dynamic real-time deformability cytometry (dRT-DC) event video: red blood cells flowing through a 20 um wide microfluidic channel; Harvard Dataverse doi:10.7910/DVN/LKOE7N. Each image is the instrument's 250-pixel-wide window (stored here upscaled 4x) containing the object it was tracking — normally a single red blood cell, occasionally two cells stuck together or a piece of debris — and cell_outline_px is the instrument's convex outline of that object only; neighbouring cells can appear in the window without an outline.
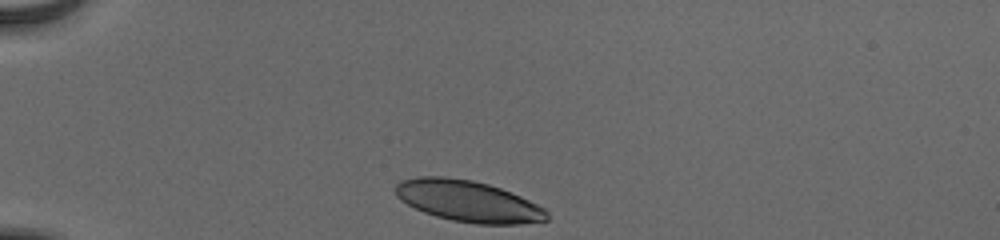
{"species": "human", "species_latin": "Homo sapiens", "temperature_condition": "cold", "stored_images_in_passage": 34, "camera_frame_rate_fps": 3000, "um_per_image_px": 0.085, "donor": {"sex": "male"}, "frame": {"image": 1, "passage_image": 1, "time_ms": 0.0, "image_size_px": [1000, 240], "cell_outline_px": [[548, 220], [520, 224], [476, 224], [452, 220], [436, 216], [424, 212], [400, 200], [396, 196], [396, 184], [400, 180], [416, 176], [444, 176], [472, 180], [488, 184], [512, 192], [544, 208], [548, 212]], "centroid_in_image_um": [39.78, 17.09], "position_along_channel_um": 45.2, "area_um2": 36.41}}
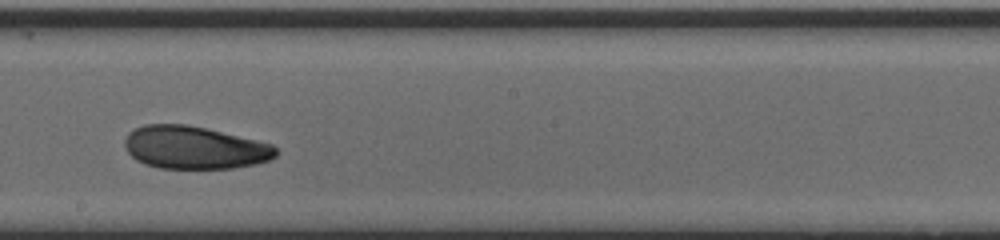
{"frame": {"image": 2, "passage_image": 19, "time_ms": 6.0, "image_size_px": [1000, 240], "cell_outline_px": [[276, 156], [268, 160], [256, 164], [232, 168], [160, 168], [144, 164], [136, 160], [128, 152], [124, 144], [124, 140], [128, 132], [144, 124], [188, 124], [208, 128], [272, 144], [276, 148]], "centroid_in_image_um": [16.5, 12.53], "position_along_channel_um": 231.7, "area_um2": 37.74}}
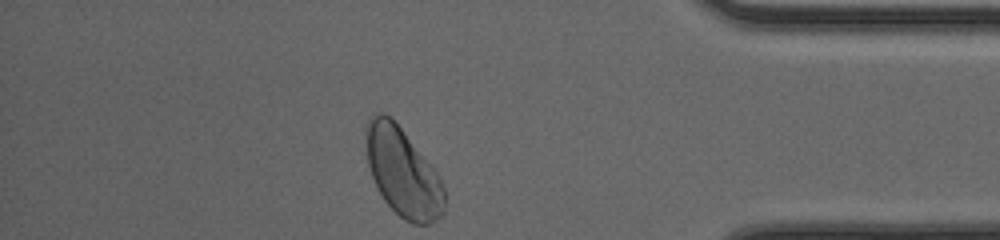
{"frame": {"image": 3, "passage_image": 34, "time_ms": 11.0, "image_size_px": [1000, 240], "cell_outline_px": [[444, 212], [436, 220], [428, 224], [412, 224], [404, 220], [384, 200], [372, 176], [368, 164], [364, 140], [364, 128], [372, 112], [384, 112], [400, 128], [440, 176], [444, 188]], "centroid_in_image_um": [34.21, 14.63], "position_along_channel_um": 401.0, "area_um2": 40.29}, "authors_computed_cell_mechanics": {"area_um2": 38.2347, "velocity_mm_per_s": 3.8549, "shape_relaxation_time_tau1_ms": 5.3334, "shape_relaxation_time_tau2_ms": 1.8897, "deformation_change_tau1": 0.1343, "deformation_change_tau2": 0.0651}}